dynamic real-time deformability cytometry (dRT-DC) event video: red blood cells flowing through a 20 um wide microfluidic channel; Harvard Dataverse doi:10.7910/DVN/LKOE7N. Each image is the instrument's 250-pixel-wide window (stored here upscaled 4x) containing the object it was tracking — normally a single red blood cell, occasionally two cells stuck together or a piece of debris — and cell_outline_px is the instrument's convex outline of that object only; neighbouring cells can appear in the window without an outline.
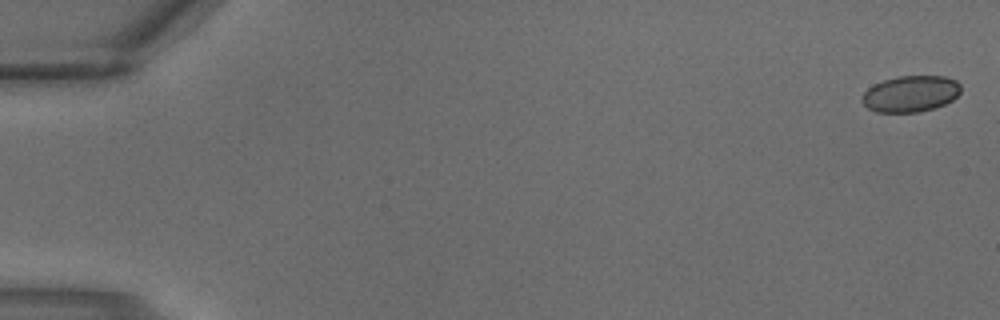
{"species": "common noctule bat (a hibernating species)", "species_latin": "Nyctalus noctula", "temperature_condition": "warm", "stored_images_in_passage": 4, "camera_frame_rate_fps": 3000, "um_per_image_px": 0.085, "animal": {"sex": "male", "body_mass_g": 18.8}, "frame": {"image": 1, "passage_image": 1, "time_ms": 0.0, "image_size_px": [1000, 320], "cell_outline_px": [[960, 92], [952, 100], [944, 104], [920, 112], [876, 112], [868, 108], [860, 100], [864, 92], [872, 84], [884, 80], [900, 76], [944, 76], [956, 80], [960, 84]], "centroid_in_image_um": [77.38, 7.97], "position_along_channel_um": 7.6, "area_um2": 20.87}}
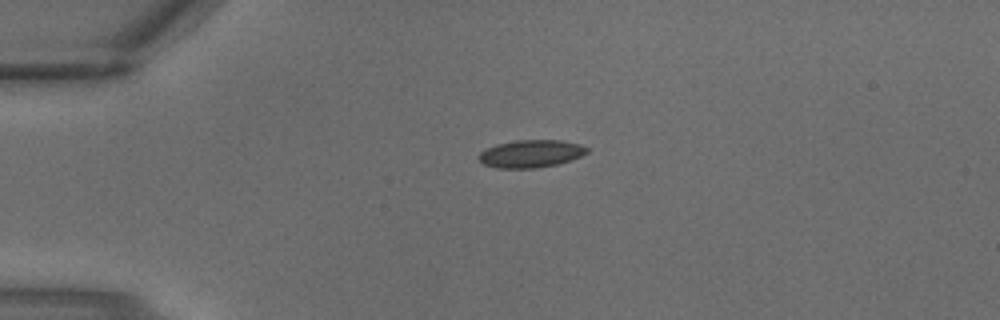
{"frame": {"image": 2, "passage_image": 3, "time_ms": 0.667, "image_size_px": [1000, 320], "cell_outline_px": [[588, 152], [580, 156], [556, 164], [536, 168], [496, 168], [484, 164], [480, 160], [480, 152], [496, 144], [516, 140], [560, 140], [580, 144], [588, 148]], "centroid_in_image_um": [45.12, 13.06], "position_along_channel_um": 39.9, "area_um2": 17.17}}